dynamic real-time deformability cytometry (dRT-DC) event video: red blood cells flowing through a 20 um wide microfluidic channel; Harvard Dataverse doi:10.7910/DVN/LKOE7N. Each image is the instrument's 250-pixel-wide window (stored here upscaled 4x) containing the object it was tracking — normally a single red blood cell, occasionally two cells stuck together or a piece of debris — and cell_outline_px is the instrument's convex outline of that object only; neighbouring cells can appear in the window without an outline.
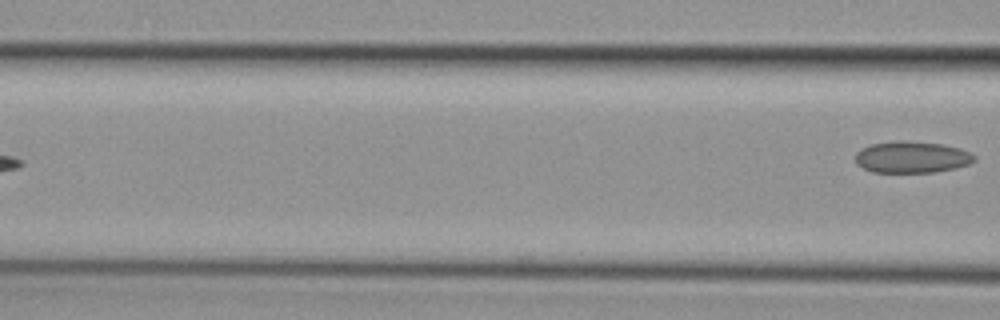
{"species": "common noctule bat (a hibernating species)", "species_latin": "Nyctalus noctula", "temperature_condition": "cold", "stored_images_in_passage": 6, "camera_frame_rate_fps": 3000, "um_per_image_px": 0.085, "animal": {"sex": "female", "body_mass_g": 29.2, "forearm_length_mm": 56.3}, "frame": {"image": 1, "passage_image": 6, "time_ms": 1.667, "image_size_px": [1000, 320], "cell_outline_px": [[976, 160], [968, 164], [956, 168], [936, 172], [872, 172], [856, 164], [856, 152], [860, 148], [872, 144], [896, 140], [900, 140], [940, 144], [960, 148], [972, 152], [976, 156]], "centroid_in_image_um": [77.52, 13.35], "position_along_channel_um": 89.1, "area_um2": 22.02}}